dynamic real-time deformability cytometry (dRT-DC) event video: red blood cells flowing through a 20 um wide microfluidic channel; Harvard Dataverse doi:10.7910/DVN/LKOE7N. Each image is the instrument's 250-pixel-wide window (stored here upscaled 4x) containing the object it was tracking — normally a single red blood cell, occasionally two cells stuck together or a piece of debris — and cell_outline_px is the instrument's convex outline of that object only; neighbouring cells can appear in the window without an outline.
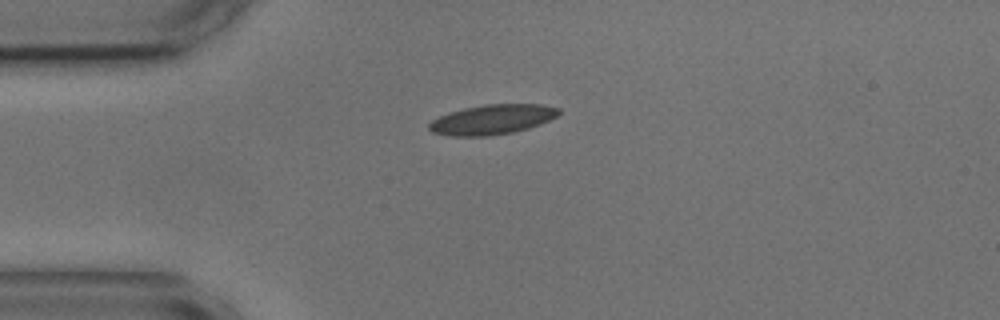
{"species": "common noctule bat (a hibernating species)", "species_latin": "Nyctalus noctula", "temperature_condition": "cold", "stored_images_in_passage": 2, "camera_frame_rate_fps": 3000, "um_per_image_px": 0.085, "animal": {"sex": "male", "body_mass_g": 17.9, "forearm_length_mm": 54.2}, "frame": {"image": 1, "passage_image": 1, "time_ms": 0.0, "image_size_px": [1000, 320], "cell_outline_px": [[560, 112], [556, 116], [540, 124], [528, 128], [512, 132], [488, 136], [448, 136], [432, 132], [428, 128], [428, 124], [432, 120], [448, 112], [464, 108], [484, 104], [540, 104], [560, 108]], "centroid_in_image_um": [41.81, 10.15], "position_along_channel_um": 43.2, "area_um2": 22.54}}